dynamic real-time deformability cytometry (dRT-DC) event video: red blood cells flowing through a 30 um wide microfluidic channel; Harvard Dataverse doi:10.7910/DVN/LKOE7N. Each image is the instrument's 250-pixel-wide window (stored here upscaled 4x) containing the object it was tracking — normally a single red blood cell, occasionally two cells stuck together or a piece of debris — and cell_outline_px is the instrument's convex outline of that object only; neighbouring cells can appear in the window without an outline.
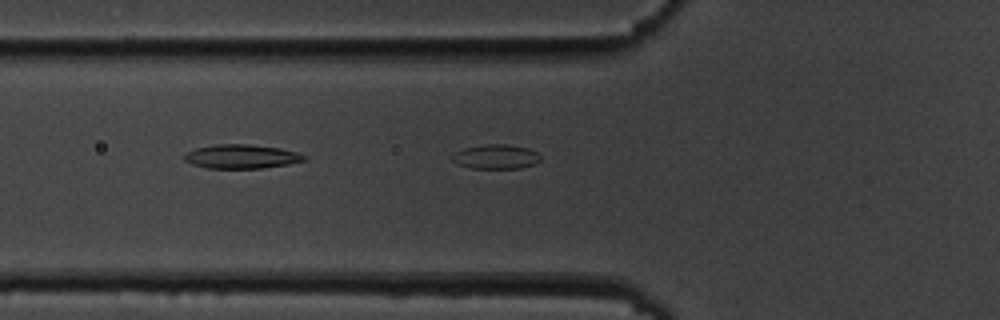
{"species": "common noctule bat (a hibernating species)", "species_latin": "Nyctalus noctula", "temperature_condition": "cold", "stored_images_in_passage": 5, "camera_frame_rate_fps": 3000, "um_per_image_px": 0.085, "animal": {"sex": "male", "body_mass_g": 19.5, "forearm_length_mm": 54.6}, "frame": {"image": 1, "passage_image": 5, "time_ms": 5.333, "image_size_px": [1000, 320], "cell_outline_px": [[540, 160], [536, 164], [520, 168], [472, 168], [456, 164], [452, 160], [452, 156], [456, 152], [464, 148], [484, 144], [508, 144], [528, 148], [536, 152], [540, 156]], "centroid_in_image_um": [42.16, 13.32], "position_along_channel_um": 83.6, "area_um2": 12.6}}